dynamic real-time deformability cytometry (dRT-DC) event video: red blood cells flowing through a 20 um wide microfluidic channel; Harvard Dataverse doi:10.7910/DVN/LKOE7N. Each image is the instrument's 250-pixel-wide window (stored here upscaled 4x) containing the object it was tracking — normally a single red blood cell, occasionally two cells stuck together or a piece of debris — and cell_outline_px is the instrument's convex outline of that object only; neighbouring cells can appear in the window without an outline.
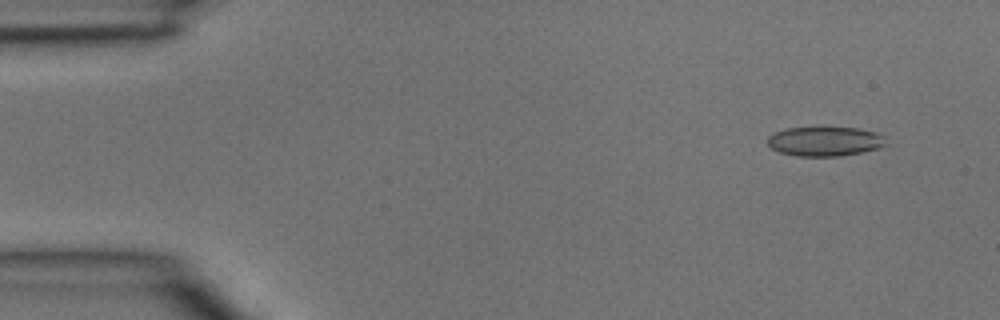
{"species": "common noctule bat (a hibernating species)", "species_latin": "Nyctalus noctula", "temperature_condition": "room temperature", "stored_images_in_passage": 3, "camera_frame_rate_fps": 3000, "um_per_image_px": 0.085, "animal": {"sex": "male", "body_mass_g": 15.6}, "frame": {"image": 1, "passage_image": 1, "time_ms": 0.0, "image_size_px": [1000, 320], "cell_outline_px": [[888, 144], [876, 148], [860, 152], [840, 156], [796, 156], [780, 152], [772, 148], [768, 144], [768, 136], [776, 132], [788, 128], [816, 124], [856, 128], [876, 132], [884, 136]], "centroid_in_image_um": [70.1, 11.96], "position_along_channel_um": 14.9, "area_um2": 21.04}}